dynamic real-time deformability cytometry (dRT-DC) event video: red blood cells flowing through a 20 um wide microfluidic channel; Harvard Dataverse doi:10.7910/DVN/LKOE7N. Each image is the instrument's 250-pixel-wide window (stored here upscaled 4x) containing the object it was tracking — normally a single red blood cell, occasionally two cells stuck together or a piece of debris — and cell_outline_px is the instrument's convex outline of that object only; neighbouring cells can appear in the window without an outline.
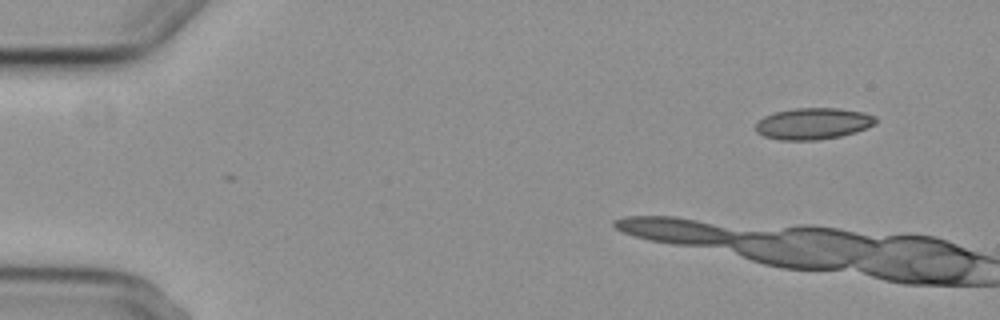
{"species": "common noctule bat (a hibernating species)", "species_latin": "Nyctalus noctula", "temperature_condition": "cold", "stored_images_in_passage": 5, "camera_frame_rate_fps": 3000, "um_per_image_px": 0.085, "animal": {"sex": "female", "body_mass_g": 29.2, "forearm_length_mm": 56.3}, "frame": {"image": 1, "passage_image": 1, "time_ms": 0.0, "image_size_px": [1000, 320], "cell_outline_px": [[876, 124], [856, 132], [840, 136], [816, 140], [780, 140], [764, 136], [756, 132], [756, 124], [764, 116], [776, 112], [792, 108], [840, 108], [864, 112], [876, 116]], "centroid_in_image_um": [69.14, 10.5], "position_along_channel_um": 15.9, "area_um2": 22.08}}